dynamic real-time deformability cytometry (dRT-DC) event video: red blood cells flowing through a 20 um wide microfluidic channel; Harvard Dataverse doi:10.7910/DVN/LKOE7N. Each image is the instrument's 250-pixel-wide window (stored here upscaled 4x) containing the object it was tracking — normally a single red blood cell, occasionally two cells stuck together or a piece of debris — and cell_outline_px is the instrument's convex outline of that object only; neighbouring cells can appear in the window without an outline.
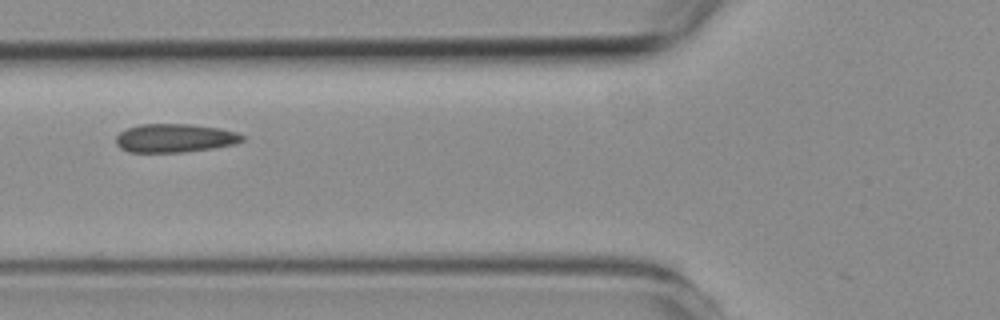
{"species": "common noctule bat (a hibernating species)", "species_latin": "Nyctalus noctula", "temperature_condition": "room temperature", "stored_images_in_passage": 7, "camera_frame_rate_fps": 3000, "um_per_image_px": 0.085, "animal": {"sex": "female", "body_mass_g": 19.3, "forearm_length_mm": 54.1}, "frame": {"image": 1, "passage_image": 6, "time_ms": 7.0, "image_size_px": [1000, 320], "cell_outline_px": [[244, 140], [236, 144], [212, 148], [184, 152], [128, 152], [120, 148], [116, 144], [116, 136], [120, 132], [128, 128], [140, 124], [188, 124], [220, 128], [236, 132], [244, 136]], "centroid_in_image_um": [14.85, 11.74], "position_along_channel_um": 110.9, "area_um2": 21.04}}
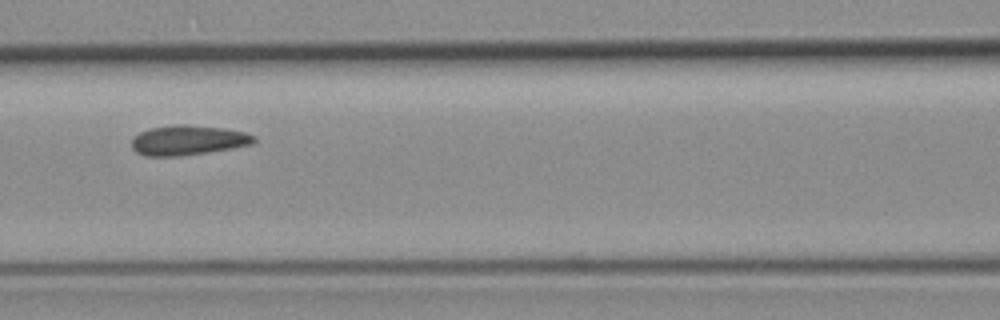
{"frame": {"image": 2, "passage_image": 7, "time_ms": 8.0, "image_size_px": [1000, 320], "cell_outline_px": [[256, 140], [252, 144], [204, 152], [176, 156], [144, 156], [136, 152], [132, 148], [132, 140], [140, 132], [152, 128], [176, 124], [188, 124], [224, 128], [244, 132], [256, 136]], "centroid_in_image_um": [15.97, 11.9], "position_along_channel_um": 150.6, "area_um2": 20.98}}